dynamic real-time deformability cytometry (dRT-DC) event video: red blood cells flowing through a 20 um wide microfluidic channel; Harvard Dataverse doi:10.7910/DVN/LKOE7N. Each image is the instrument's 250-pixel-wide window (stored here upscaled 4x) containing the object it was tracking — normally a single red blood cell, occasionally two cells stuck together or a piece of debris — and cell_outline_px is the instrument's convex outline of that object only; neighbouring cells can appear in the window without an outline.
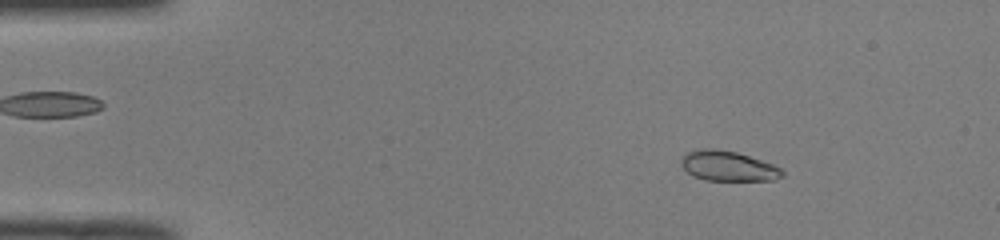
{"species": "common noctule bat (a hibernating species)", "species_latin": "Nyctalus noctula", "temperature_condition": "room temperature", "stored_images_in_passage": 18, "camera_frame_rate_fps": 3000, "um_per_image_px": 0.085, "animal": {"sex": "male", "body_mass_g": 19.0, "forearm_length_mm": 50.8}, "frame": {"image": 1, "passage_image": 7, "time_ms": 2.0, "image_size_px": [1000, 240], "cell_outline_px": [[784, 176], [776, 180], [704, 180], [692, 176], [680, 164], [680, 160], [688, 152], [700, 148], [712, 148], [736, 152], [772, 164], [780, 168], [784, 172]], "centroid_in_image_um": [61.87, 14.12], "position_along_channel_um": 23.1, "area_um2": 17.63}}
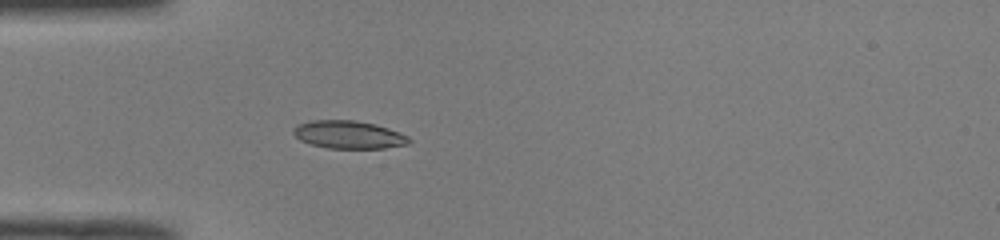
{"frame": {"image": 2, "passage_image": 15, "time_ms": 4.667, "image_size_px": [1000, 240], "cell_outline_px": [[412, 140], [408, 144], [384, 148], [328, 148], [312, 144], [300, 140], [292, 132], [292, 128], [296, 124], [308, 120], [356, 120], [376, 124], [388, 128], [408, 136]], "centroid_in_image_um": [29.61, 11.43], "position_along_channel_um": 55.4, "area_um2": 18.9}}
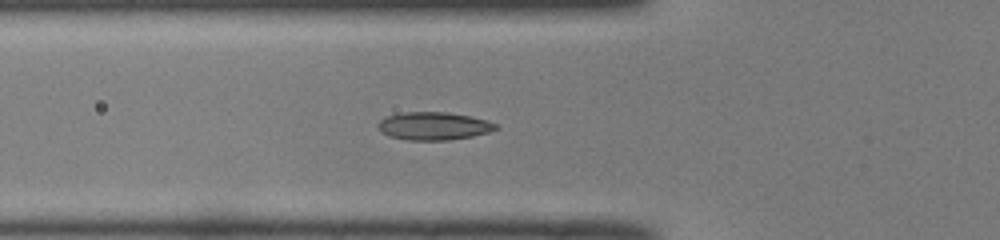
{"frame": {"image": 3, "passage_image": 18, "time_ms": 5.667, "image_size_px": [1000, 240], "cell_outline_px": [[496, 128], [488, 132], [472, 136], [448, 140], [408, 140], [388, 136], [380, 132], [376, 124], [380, 120], [388, 116], [400, 112], [448, 112], [488, 120], [496, 124]], "centroid_in_image_um": [36.8, 10.71], "position_along_channel_um": 89.0, "area_um2": 19.13}}